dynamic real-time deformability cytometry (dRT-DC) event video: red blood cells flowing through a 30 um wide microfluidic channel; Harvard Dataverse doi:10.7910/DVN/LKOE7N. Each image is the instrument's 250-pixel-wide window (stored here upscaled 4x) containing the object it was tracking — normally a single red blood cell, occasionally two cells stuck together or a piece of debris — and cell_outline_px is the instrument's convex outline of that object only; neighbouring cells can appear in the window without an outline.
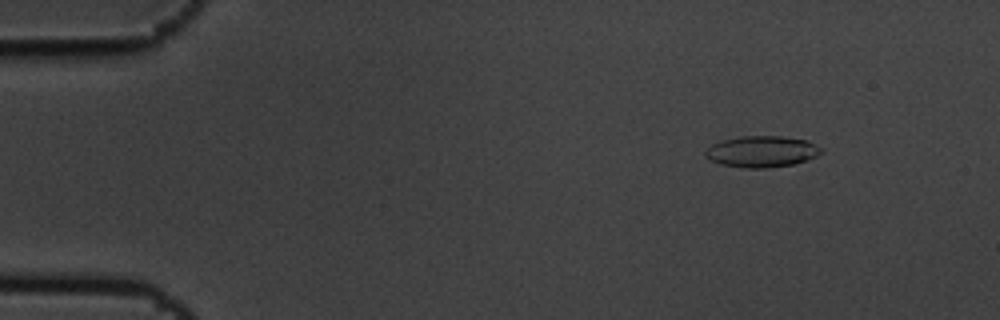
{"species": "common noctule bat (a hibernating species)", "species_latin": "Nyctalus noctula", "temperature_condition": "cold", "stored_images_in_passage": 4, "camera_frame_rate_fps": 3000, "um_per_image_px": 0.085, "animal": {"sex": "male", "body_mass_g": 19.5, "forearm_length_mm": 54.6}, "frame": {"image": 1, "passage_image": 2, "time_ms": 0.333, "image_size_px": [1000, 320], "cell_outline_px": [[824, 152], [816, 156], [792, 164], [764, 168], [744, 168], [720, 164], [704, 156], [704, 152], [712, 144], [724, 140], [744, 136], [784, 136], [804, 140], [820, 148]], "centroid_in_image_um": [64.71, 12.88], "position_along_channel_um": 20.3, "area_um2": 20.75}}